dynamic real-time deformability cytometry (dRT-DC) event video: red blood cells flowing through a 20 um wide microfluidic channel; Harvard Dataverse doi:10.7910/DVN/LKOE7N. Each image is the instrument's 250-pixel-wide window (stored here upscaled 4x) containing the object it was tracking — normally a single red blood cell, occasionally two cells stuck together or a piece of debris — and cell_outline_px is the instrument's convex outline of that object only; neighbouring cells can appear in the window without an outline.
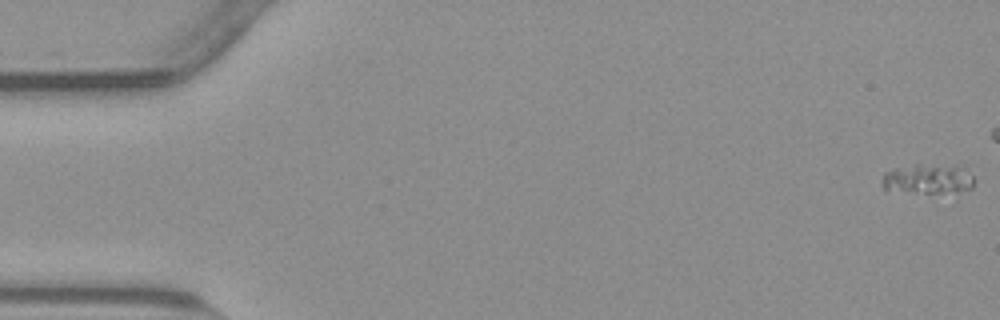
{"species": "common noctule bat (a hibernating species)", "species_latin": "Nyctalus noctula", "temperature_condition": "warm", "stored_images_in_passage": 46, "camera_frame_rate_fps": 3000, "um_per_image_px": 0.085, "animal": {"sex": "male", "body_mass_g": 23.1, "forearm_length_mm": 52.7}, "frame": {"image": 1, "passage_image": 1, "time_ms": 0.0, "image_size_px": [1000, 320], "cell_outline_px": [[972, 188], [940, 192], [916, 192], [884, 188], [880, 180], [884, 172], [896, 168], [916, 164], [956, 164], [964, 168], [972, 176]], "centroid_in_image_um": [78.85, 15.15], "position_along_channel_um": 6.2, "area_um2": 15.72}}
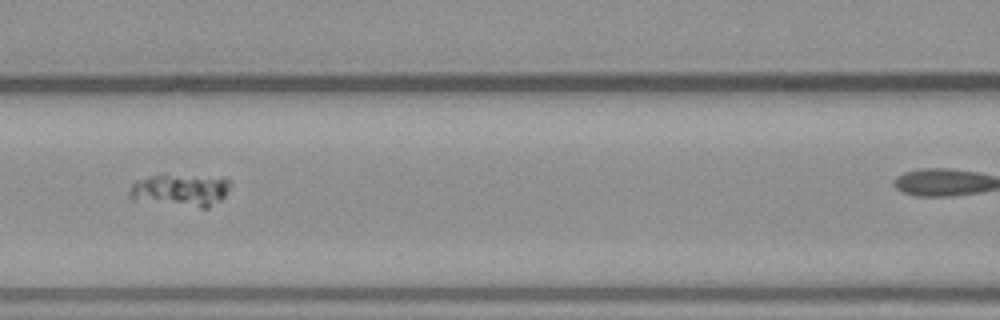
{"frame": {"image": 2, "passage_image": 25, "time_ms": 8.0, "image_size_px": [1000, 320], "cell_outline_px": [[232, 184], [224, 196], [220, 200], [208, 208], [200, 208], [132, 200], [128, 196], [128, 192], [132, 184], [136, 180], [152, 176], [224, 176], [232, 180]], "centroid_in_image_um": [15.38, 16.17], "position_along_channel_um": 151.2, "area_um2": 19.25}}
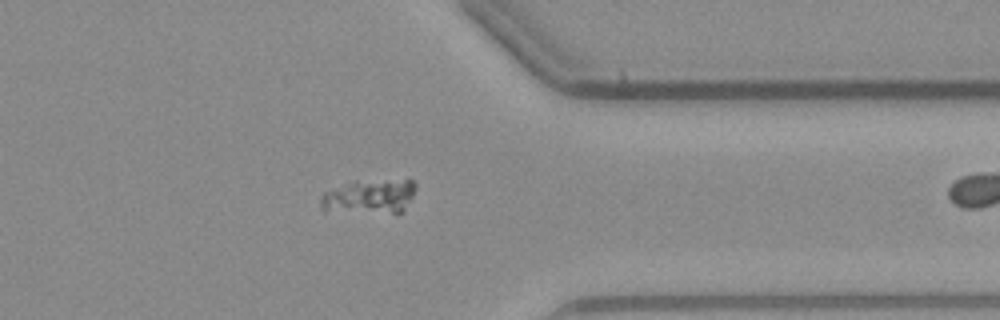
{"frame": {"image": 3, "passage_image": 44, "time_ms": 14.333, "image_size_px": [1000, 320], "cell_outline_px": [[416, 188], [412, 196], [404, 208], [400, 212], [324, 212], [320, 208], [320, 196], [324, 192], [352, 180], [412, 180], [416, 184]], "centroid_in_image_um": [31.32, 16.7], "position_along_channel_um": 380.1, "area_um2": 19.25}}